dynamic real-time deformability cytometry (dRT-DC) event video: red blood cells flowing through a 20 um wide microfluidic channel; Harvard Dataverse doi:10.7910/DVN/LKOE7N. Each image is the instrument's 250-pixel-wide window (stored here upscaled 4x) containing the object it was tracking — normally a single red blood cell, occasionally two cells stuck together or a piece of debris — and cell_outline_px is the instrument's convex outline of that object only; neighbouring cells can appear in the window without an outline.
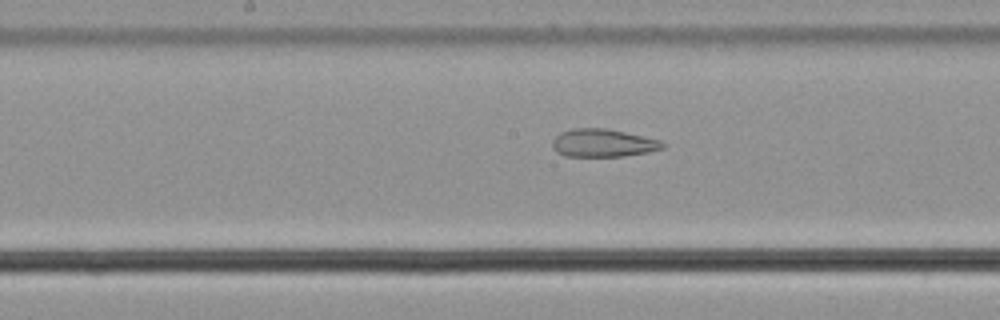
{"species": "common noctule bat (a hibernating species)", "species_latin": "Nyctalus noctula", "temperature_condition": "cold", "stored_images_in_passage": 56, "camera_frame_rate_fps": 3000, "um_per_image_px": 0.085, "animal": {"sex": "male", "body_mass_g": 21.5, "forearm_length_mm": 52.0}, "frame": {"image": 1, "passage_image": 29, "time_ms": 9.333, "image_size_px": [1000, 320], "cell_outline_px": [[668, 144], [664, 148], [648, 152], [624, 156], [564, 156], [556, 152], [552, 148], [552, 140], [560, 132], [572, 128], [608, 128], [660, 140]], "centroid_in_image_um": [51.25, 12.15], "position_along_channel_um": 196.9, "area_um2": 18.15}}
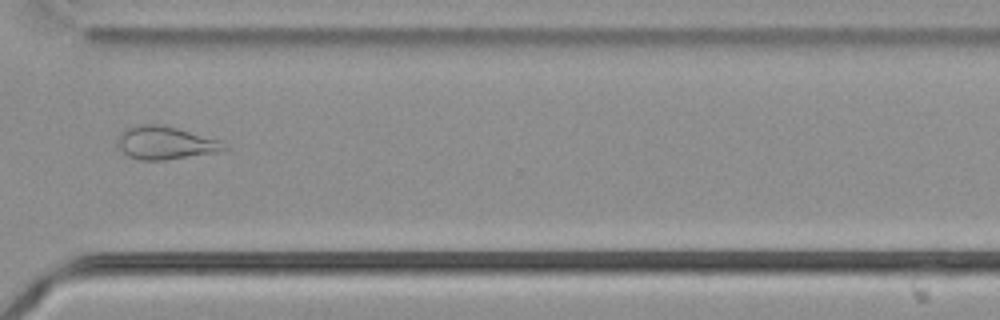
{"frame": {"image": 2, "passage_image": 42, "time_ms": 13.667, "image_size_px": [1000, 320], "cell_outline_px": [[228, 148], [220, 152], [164, 160], [140, 160], [128, 156], [116, 144], [116, 136], [120, 132], [136, 124], [160, 124], [176, 128], [220, 140]], "centroid_in_image_um": [14.02, 12.14], "position_along_channel_um": 356.6, "area_um2": 20.58}}
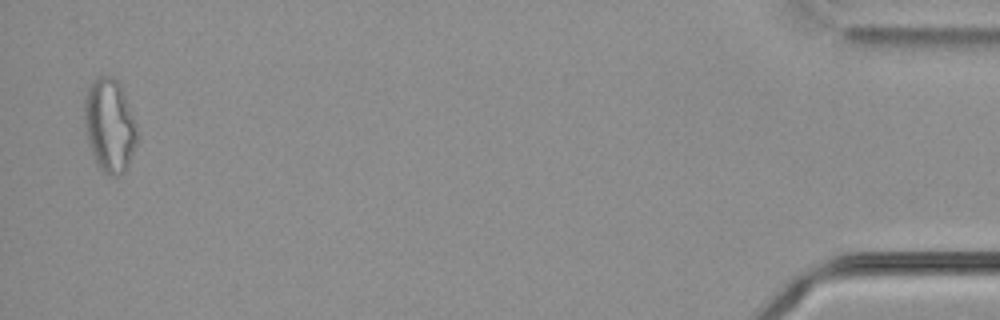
{"frame": {"image": 3, "passage_image": 55, "time_ms": 18.0, "image_size_px": [1000, 320], "cell_outline_px": [[136, 144], [128, 164], [124, 172], [116, 176], [108, 176], [96, 164], [88, 140], [84, 124], [84, 96], [88, 84], [100, 76], [112, 76], [120, 80], [136, 124]], "centroid_in_image_um": [9.3, 10.61], "position_along_channel_um": 425.9, "area_um2": 28.9}, "authors_computed_cell_mechanics": {"area_um2": 24.276, "velocity_mm_per_s": 3.6749, "shape_relaxation_time_tau1_ms": null, "shape_relaxation_time_tau2_ms": 2.1334, "deformation_change_tau1": null, "deformation_change_tau2": 0.1027}}